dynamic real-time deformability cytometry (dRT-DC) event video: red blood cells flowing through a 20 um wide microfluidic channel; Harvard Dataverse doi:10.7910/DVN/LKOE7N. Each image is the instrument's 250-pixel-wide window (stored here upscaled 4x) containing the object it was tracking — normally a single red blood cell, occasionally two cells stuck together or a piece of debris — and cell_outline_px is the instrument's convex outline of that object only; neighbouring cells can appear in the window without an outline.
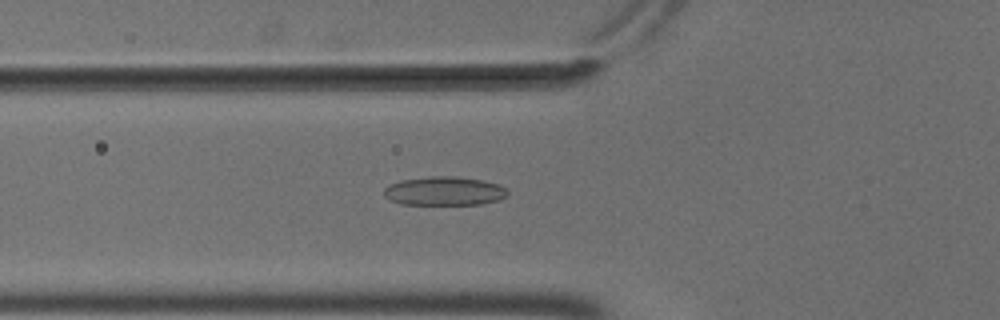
{"species": "common noctule bat (a hibernating species)", "species_latin": "Nyctalus noctula", "temperature_condition": "cold", "stored_images_in_passage": 56, "camera_frame_rate_fps": 3000, "um_per_image_px": 0.085, "animal": {"sex": "male", "body_mass_g": 18.8}, "frame": {"image": 1, "passage_image": 21, "time_ms": 6.667, "image_size_px": [1000, 320], "cell_outline_px": [[508, 196], [500, 200], [480, 204], [400, 204], [384, 196], [384, 188], [400, 180], [428, 176], [456, 176], [484, 180], [500, 184], [508, 192]], "centroid_in_image_um": [37.8, 16.23], "position_along_channel_um": 88.0, "area_um2": 20.87}}
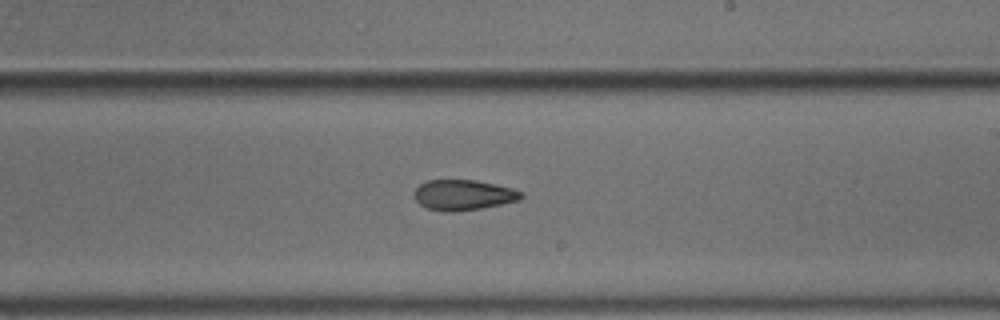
{"frame": {"image": 2, "passage_image": 34, "time_ms": 11.0, "image_size_px": [1000, 320], "cell_outline_px": [[524, 196], [520, 200], [480, 208], [452, 212], [444, 212], [428, 208], [420, 204], [412, 196], [416, 188], [420, 184], [428, 180], [476, 180], [496, 184], [512, 188], [524, 192]], "centroid_in_image_um": [39.39, 16.57], "position_along_channel_um": 249.6, "area_um2": 19.02}}
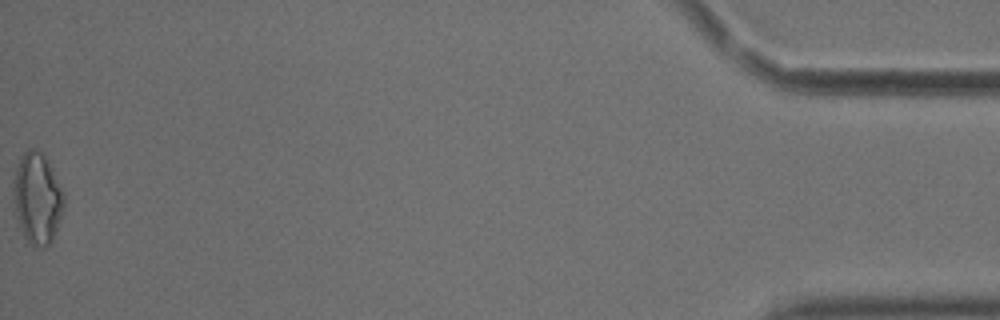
{"frame": {"image": 3, "passage_image": 56, "time_ms": 18.333, "image_size_px": [1000, 320], "cell_outline_px": [[64, 208], [60, 220], [52, 240], [44, 248], [36, 248], [24, 236], [20, 224], [16, 208], [16, 168], [20, 156], [28, 148], [36, 148], [44, 152], [64, 192]], "centroid_in_image_um": [3.24, 16.81], "position_along_channel_um": 432.0, "area_um2": 26.24}, "authors_computed_cell_mechanics": {"area_um2": 20.4612, "velocity_mm_per_s": 3.7056, "shape_relaxation_time_tau1_ms": null, "shape_relaxation_time_tau2_ms": 4.5413, "deformation_change_tau1": null, "deformation_change_tau2": 0.1057}}